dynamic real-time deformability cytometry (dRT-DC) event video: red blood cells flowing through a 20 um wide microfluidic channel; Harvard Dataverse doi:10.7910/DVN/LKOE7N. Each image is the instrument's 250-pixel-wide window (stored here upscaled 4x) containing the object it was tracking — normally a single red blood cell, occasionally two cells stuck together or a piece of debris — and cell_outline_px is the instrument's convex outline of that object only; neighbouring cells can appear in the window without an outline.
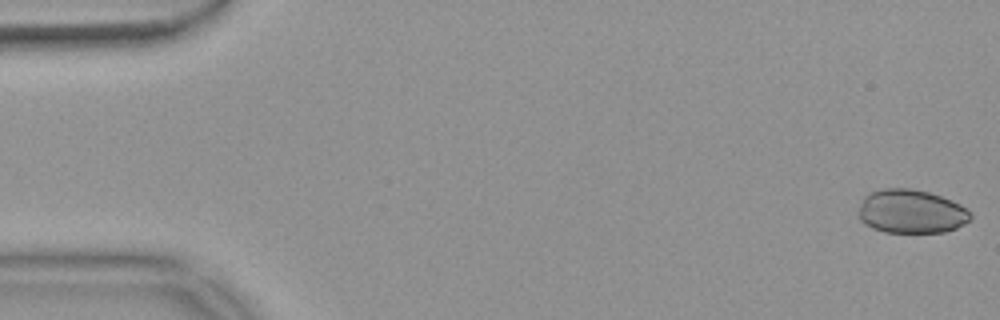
{"species": "common noctule bat (a hibernating species)", "species_latin": "Nyctalus noctula", "temperature_condition": "warm", "stored_images_in_passage": 54, "camera_frame_rate_fps": 3000, "um_per_image_px": 0.085, "animal": {"sex": "female", "body_mass_g": 18.4}, "frame": {"image": 1, "passage_image": 1, "time_ms": 0.0, "image_size_px": [1000, 320], "cell_outline_px": [[972, 216], [968, 220], [956, 228], [944, 232], [884, 232], [872, 228], [864, 224], [860, 220], [860, 208], [864, 196], [872, 192], [888, 188], [908, 188], [928, 192], [940, 196], [960, 204]], "centroid_in_image_um": [77.43, 17.98], "position_along_channel_um": 7.6, "area_um2": 28.09}}
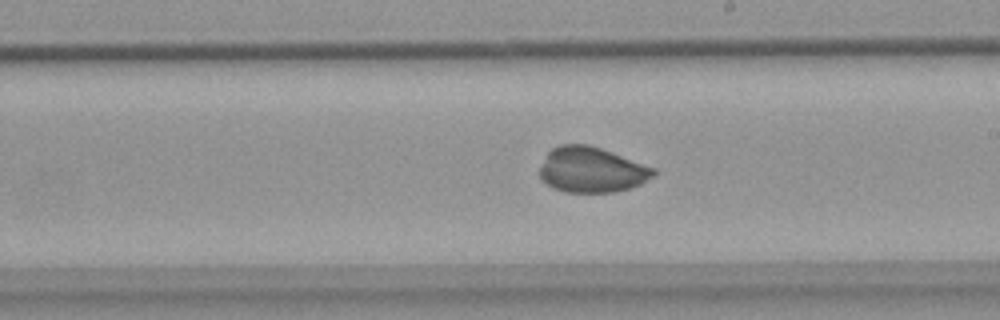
{"frame": {"image": 2, "passage_image": 31, "time_ms": 10.0, "image_size_px": [1000, 320], "cell_outline_px": [[656, 172], [652, 176], [640, 184], [616, 192], [564, 192], [552, 188], [540, 180], [540, 168], [548, 152], [552, 148], [560, 144], [588, 144], [612, 152], [656, 168]], "centroid_in_image_um": [50.26, 14.43], "position_along_channel_um": 238.7, "area_um2": 30.11}}
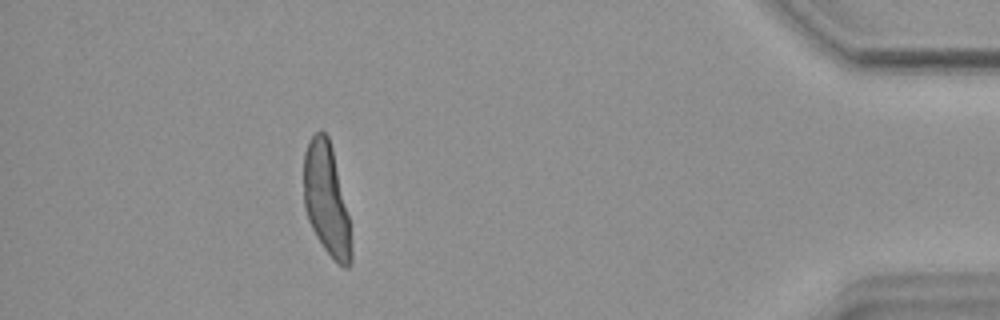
{"frame": {"image": 3, "passage_image": 49, "time_ms": 16.0, "image_size_px": [1000, 320], "cell_outline_px": [[352, 264], [348, 268], [344, 268], [324, 248], [316, 236], [308, 220], [304, 208], [304, 152], [308, 140], [320, 128], [328, 136], [332, 148], [348, 216], [352, 252]], "centroid_in_image_um": [27.73, 16.94], "position_along_channel_um": 407.5, "area_um2": 30.69}}